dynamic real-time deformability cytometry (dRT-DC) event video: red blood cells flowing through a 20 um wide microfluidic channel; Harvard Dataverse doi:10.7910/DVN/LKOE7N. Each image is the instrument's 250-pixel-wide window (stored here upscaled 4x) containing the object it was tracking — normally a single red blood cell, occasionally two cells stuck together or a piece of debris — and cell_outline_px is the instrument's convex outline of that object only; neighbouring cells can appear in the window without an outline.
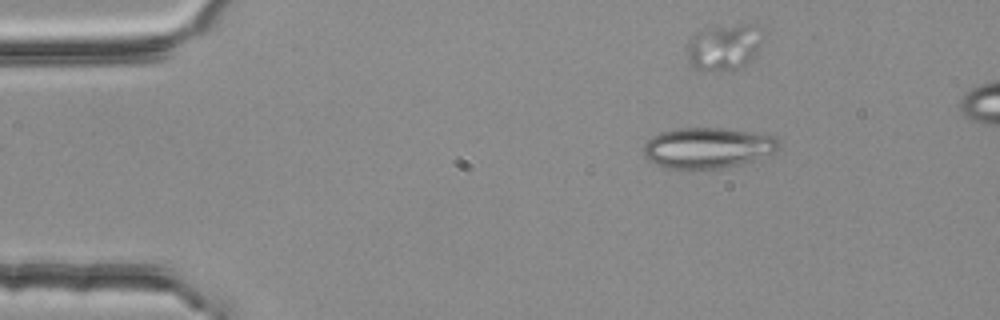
{"species": "common noctule bat (a hibernating species)", "species_latin": "Nyctalus noctula", "temperature_condition": "room temperature", "stored_images_in_passage": 4, "camera_frame_rate_fps": 3000, "um_per_image_px": 0.085, "animal": {"sex": "female", "body_mass_g": 25.1}, "frame": {"image": 1, "passage_image": 2, "time_ms": 0.333, "image_size_px": [1000, 320], "cell_outline_px": [[780, 148], [776, 152], [740, 164], [720, 168], [664, 168], [648, 160], [644, 156], [644, 144], [652, 136], [660, 132], [680, 128], [720, 128], [776, 136], [780, 140]], "centroid_in_image_um": [60.15, 12.56], "position_along_channel_um": 24.8, "area_um2": 31.91}}